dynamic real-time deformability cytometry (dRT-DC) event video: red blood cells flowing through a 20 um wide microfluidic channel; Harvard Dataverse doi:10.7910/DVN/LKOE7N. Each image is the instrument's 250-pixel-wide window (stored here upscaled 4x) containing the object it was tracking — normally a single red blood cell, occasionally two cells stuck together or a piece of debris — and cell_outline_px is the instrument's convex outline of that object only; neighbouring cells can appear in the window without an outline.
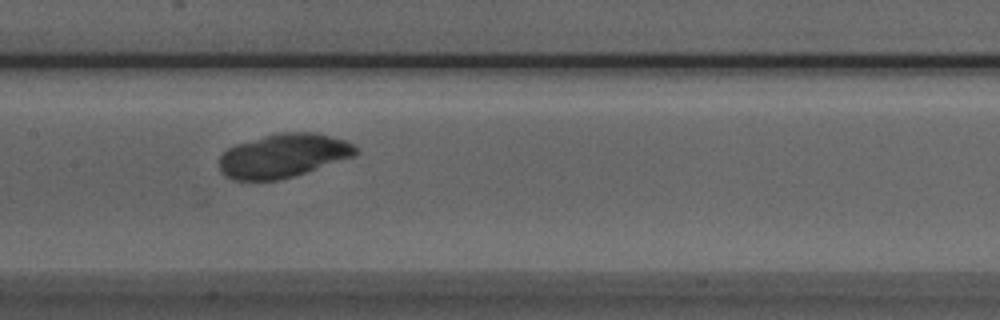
{"species": "Egyptian fruit bat (a non-hibernating species)", "species_latin": "Rousettus aegyptiacus", "temperature_condition": "room temperature", "stored_images_in_passage": 22, "camera_frame_rate_fps": 3000, "um_per_image_px": 0.085, "animal": {"sex": "male"}, "frame": {"image": 1, "passage_image": 10, "time_ms": 3.0, "image_size_px": [1000, 320], "cell_outline_px": [[360, 152], [356, 156], [280, 180], [232, 180], [224, 176], [220, 168], [220, 156], [228, 148], [236, 144], [264, 136], [280, 132], [316, 132], [344, 140], [352, 144]], "centroid_in_image_um": [24.09, 13.23], "position_along_channel_um": 183.3, "area_um2": 34.74}}